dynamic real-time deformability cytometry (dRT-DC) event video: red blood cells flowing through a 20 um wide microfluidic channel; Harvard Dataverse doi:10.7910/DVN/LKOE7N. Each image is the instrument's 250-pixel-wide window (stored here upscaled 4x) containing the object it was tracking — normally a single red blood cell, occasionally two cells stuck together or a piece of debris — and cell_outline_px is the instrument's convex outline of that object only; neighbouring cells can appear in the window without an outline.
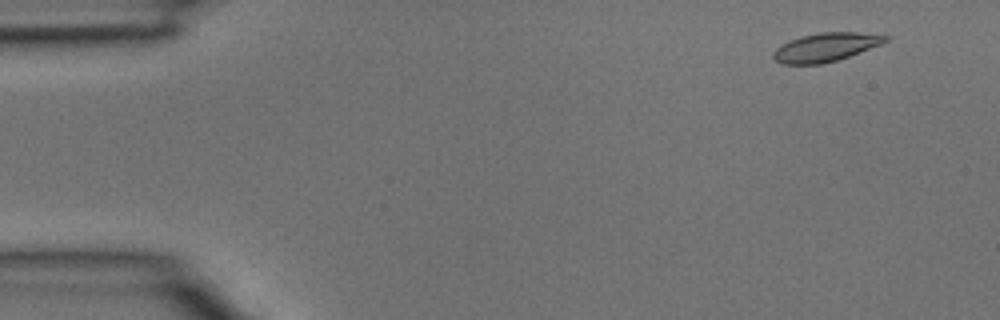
{"species": "common noctule bat (a hibernating species)", "species_latin": "Nyctalus noctula", "temperature_condition": "room temperature", "stored_images_in_passage": 3, "camera_frame_rate_fps": 3000, "um_per_image_px": 0.085, "animal": {"sex": "male", "body_mass_g": 15.6}, "frame": {"image": 1, "passage_image": 1, "time_ms": 0.0, "image_size_px": [1000, 320], "cell_outline_px": [[888, 40], [880, 44], [848, 56], [836, 60], [820, 64], [780, 64], [772, 56], [772, 52], [776, 48], [800, 36], [820, 32], [856, 32], [888, 36]], "centroid_in_image_um": [70.14, 4.01], "position_along_channel_um": 14.9, "area_um2": 18.32}}